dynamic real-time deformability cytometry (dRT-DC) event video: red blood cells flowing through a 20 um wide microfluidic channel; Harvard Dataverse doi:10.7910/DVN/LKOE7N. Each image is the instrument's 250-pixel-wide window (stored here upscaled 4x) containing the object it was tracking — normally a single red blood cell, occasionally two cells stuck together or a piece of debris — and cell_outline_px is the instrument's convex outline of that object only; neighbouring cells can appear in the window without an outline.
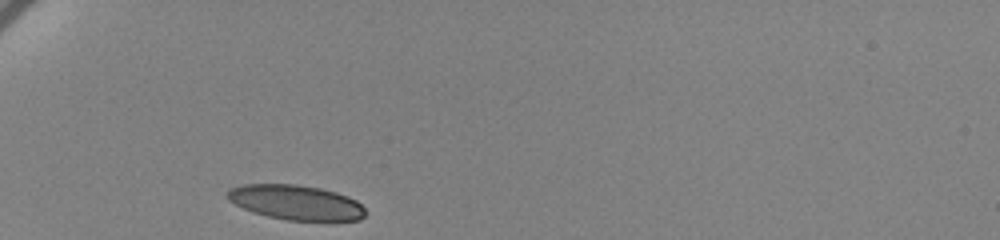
{"species": "human", "species_latin": "Homo sapiens", "temperature_condition": "cold", "stored_images_in_passage": 4, "camera_frame_rate_fps": 3000, "um_per_image_px": 0.085, "donor": {"sex": "female"}, "frame": {"image": 1, "passage_image": 1, "time_ms": 0.0, "image_size_px": [1000, 240], "cell_outline_px": [[364, 216], [360, 220], [288, 220], [268, 216], [252, 212], [228, 200], [224, 196], [232, 188], [240, 184], [296, 184], [320, 188], [336, 192], [348, 196], [356, 200], [364, 208]], "centroid_in_image_um": [25.13, 17.19], "position_along_channel_um": 59.9, "area_um2": 27.86}}